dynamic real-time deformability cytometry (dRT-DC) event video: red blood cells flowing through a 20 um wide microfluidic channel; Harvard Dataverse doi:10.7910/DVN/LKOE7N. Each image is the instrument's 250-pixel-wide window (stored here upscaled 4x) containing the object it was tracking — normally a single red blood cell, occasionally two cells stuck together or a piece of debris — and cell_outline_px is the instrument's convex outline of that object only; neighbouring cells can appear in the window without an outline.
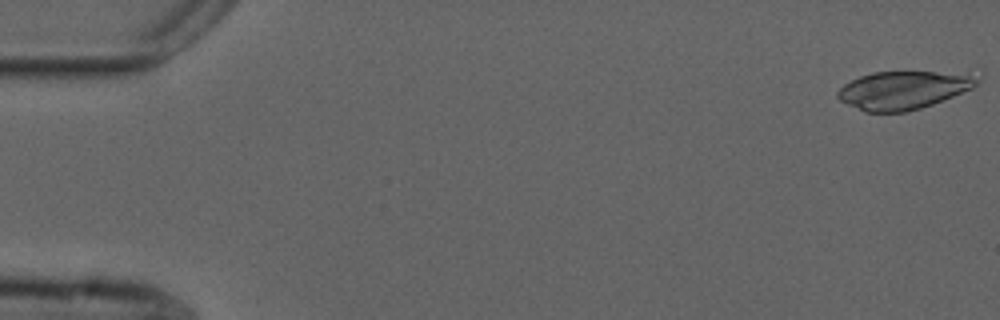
{"species": "common noctule bat (a hibernating species)", "species_latin": "Nyctalus noctula", "temperature_condition": "cold", "stored_images_in_passage": 20, "camera_frame_rate_fps": 3000, "um_per_image_px": 0.085, "animal": {"sex": "male", "forearm_length_mm": 52.5}, "frame": {"image": 1, "passage_image": 1, "time_ms": 0.0, "image_size_px": [1000, 320], "cell_outline_px": [[980, 80], [972, 88], [932, 104], [920, 108], [904, 112], [864, 112], [840, 100], [836, 96], [836, 92], [844, 84], [860, 76], [872, 72], [968, 72], [980, 76]], "centroid_in_image_um": [76.8, 7.64], "position_along_channel_um": 8.2, "area_um2": 30.98}}